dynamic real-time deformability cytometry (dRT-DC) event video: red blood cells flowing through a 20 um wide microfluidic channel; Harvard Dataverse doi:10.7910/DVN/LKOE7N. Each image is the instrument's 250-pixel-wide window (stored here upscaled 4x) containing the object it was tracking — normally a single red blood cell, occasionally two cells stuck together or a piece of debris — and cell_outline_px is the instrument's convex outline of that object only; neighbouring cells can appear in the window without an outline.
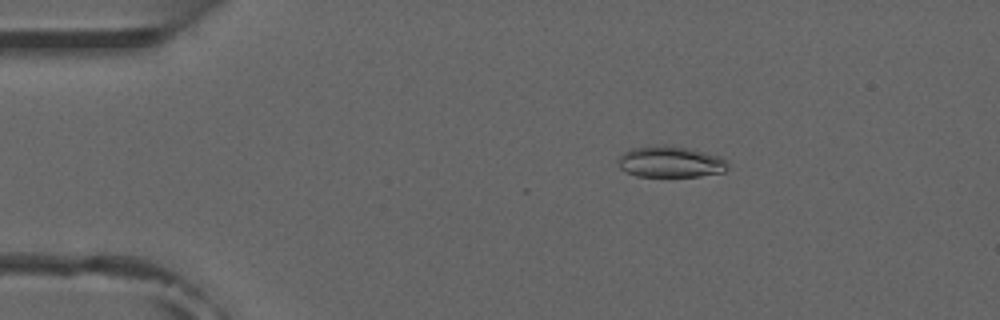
{"species": "common noctule bat (a hibernating species)", "species_latin": "Nyctalus noctula", "temperature_condition": "room temperature", "stored_images_in_passage": 49, "camera_frame_rate_fps": 3000, "um_per_image_px": 0.085, "animal": {"sex": "male", "forearm_length_mm": 52.5}, "frame": {"image": 1, "passage_image": 8, "time_ms": 2.333, "image_size_px": [1000, 320], "cell_outline_px": [[728, 168], [724, 172], [700, 176], [636, 176], [620, 168], [620, 156], [624, 152], [632, 148], [656, 144], [664, 144], [688, 148], [720, 156], [728, 160]], "centroid_in_image_um": [57.03, 13.74], "position_along_channel_um": 28.0, "area_um2": 20.0}}
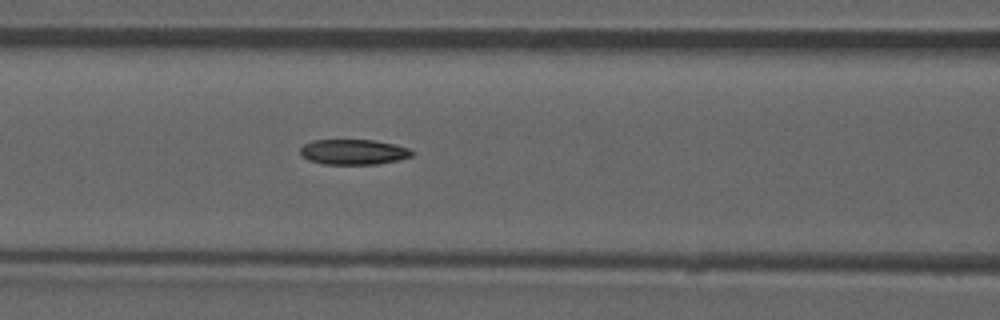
{"frame": {"image": 2, "passage_image": 21, "time_ms": 6.667, "image_size_px": [1000, 320], "cell_outline_px": [[416, 152], [412, 156], [400, 160], [376, 164], [324, 164], [308, 160], [300, 152], [300, 148], [304, 144], [312, 140], [376, 140], [408, 148]], "centroid_in_image_um": [30.07, 12.92], "position_along_channel_um": 136.5, "area_um2": 16.47}, "authors_computed_cell_mechanics": {"area_um2": 17.2822, "velocity_mm_per_s": 3.8603, "shape_relaxation_time_tau1_ms": null, "shape_relaxation_time_tau2_ms": 3.0575, "deformation_change_tau1": null, "deformation_change_tau2": 0.0897}}